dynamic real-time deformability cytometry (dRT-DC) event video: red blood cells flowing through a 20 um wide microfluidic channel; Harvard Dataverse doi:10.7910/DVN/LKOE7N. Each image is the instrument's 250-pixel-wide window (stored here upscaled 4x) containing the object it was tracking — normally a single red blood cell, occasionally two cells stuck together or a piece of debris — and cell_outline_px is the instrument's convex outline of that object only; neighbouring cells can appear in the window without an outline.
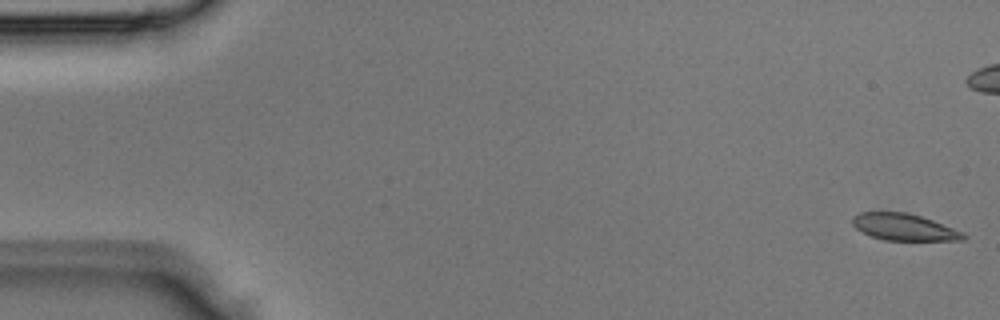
{"species": "Egyptian fruit bat (a non-hibernating species)", "species_latin": "Rousettus aegyptiacus", "temperature_condition": "room temperature", "stored_images_in_passage": 6, "camera_frame_rate_fps": 3000, "um_per_image_px": 0.085, "animal": {"sex": "male"}, "frame": {"image": 1, "passage_image": 1, "time_ms": 0.0, "image_size_px": [1000, 320], "cell_outline_px": [[968, 236], [964, 240], [884, 240], [872, 236], [856, 228], [852, 224], [852, 216], [860, 212], [904, 212], [920, 216], [932, 220], [964, 232]], "centroid_in_image_um": [76.85, 19.3], "position_along_channel_um": 8.1, "area_um2": 17.17}}
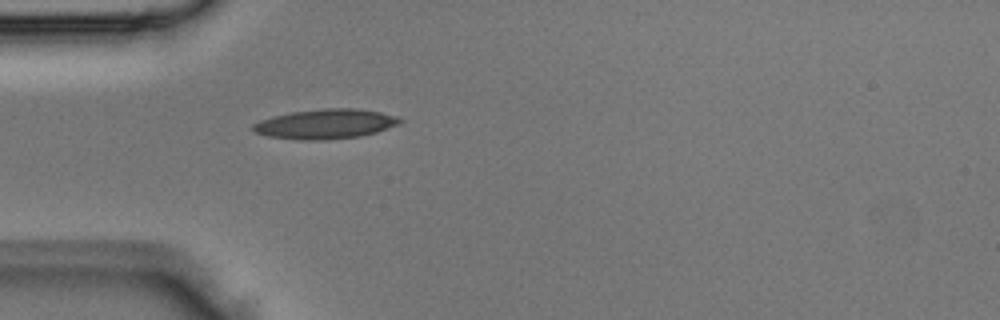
{"frame": {"image": 2, "passage_image": 6, "time_ms": 1.667, "image_size_px": [1000, 320], "cell_outline_px": [[404, 120], [400, 124], [376, 132], [360, 136], [328, 140], [300, 140], [268, 136], [256, 132], [252, 128], [252, 124], [260, 120], [292, 112], [324, 108], [356, 108], [380, 112], [396, 116]], "centroid_in_image_um": [27.7, 10.54], "position_along_channel_um": 57.3, "area_um2": 25.37}}